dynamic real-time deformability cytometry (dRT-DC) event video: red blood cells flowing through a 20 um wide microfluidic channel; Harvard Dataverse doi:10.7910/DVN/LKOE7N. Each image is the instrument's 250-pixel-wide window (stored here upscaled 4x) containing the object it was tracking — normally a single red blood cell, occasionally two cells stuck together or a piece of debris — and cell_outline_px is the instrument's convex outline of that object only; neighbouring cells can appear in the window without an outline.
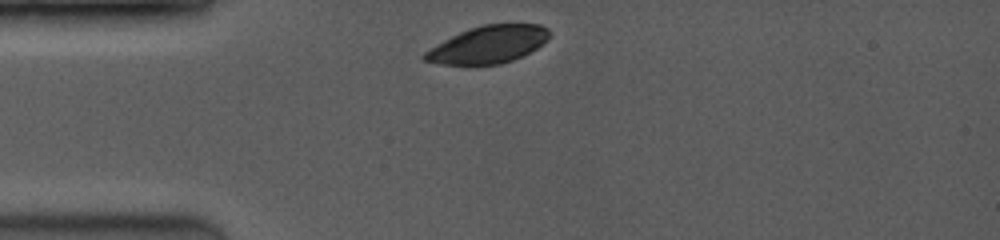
{"species": "common noctule bat (a hibernating species)", "species_latin": "Nyctalus noctula", "temperature_condition": "room temperature", "stored_images_in_passage": 18, "camera_frame_rate_fps": 3500, "um_per_image_px": 0.085, "animal": {"sex": "female", "body_mass_g": 19.0, "forearm_length_mm": 53.3}, "frame": {"image": 1, "passage_image": 1, "time_ms": 0.0, "image_size_px": [1000, 240], "cell_outline_px": [[548, 40], [536, 48], [512, 60], [500, 64], [444, 64], [424, 60], [420, 56], [424, 52], [444, 40], [468, 28], [484, 24], [540, 24], [548, 28]], "centroid_in_image_um": [41.49, 3.77], "position_along_channel_um": 43.5, "area_um2": 26.76}}
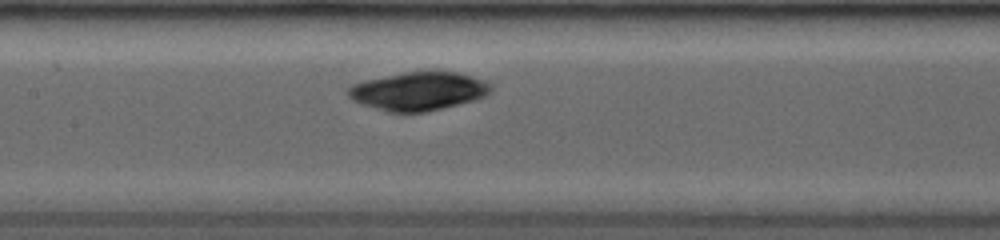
{"frame": {"image": 2, "passage_image": 8, "time_ms": 3.714, "image_size_px": [1000, 240], "cell_outline_px": [[492, 92], [484, 96], [472, 100], [444, 108], [424, 112], [388, 112], [352, 100], [348, 96], [348, 88], [352, 84], [364, 80], [404, 72], [436, 68], [456, 72], [472, 76], [484, 80], [492, 84]], "centroid_in_image_um": [35.61, 7.7], "position_along_channel_um": 171.8, "area_um2": 32.48}}
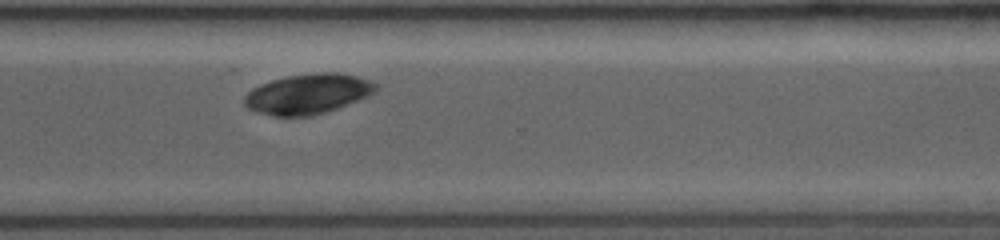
{"frame": {"image": 3, "passage_image": 18, "time_ms": 8.0, "image_size_px": [1000, 240], "cell_outline_px": [[380, 88], [376, 92], [368, 96], [336, 108], [312, 116], [272, 116], [256, 112], [248, 108], [244, 104], [244, 96], [252, 88], [260, 84], [272, 80], [288, 76], [316, 72], [336, 72], [356, 76], [380, 84]], "centroid_in_image_um": [26.18, 7.98], "position_along_channel_um": 344.4, "area_um2": 30.81}}